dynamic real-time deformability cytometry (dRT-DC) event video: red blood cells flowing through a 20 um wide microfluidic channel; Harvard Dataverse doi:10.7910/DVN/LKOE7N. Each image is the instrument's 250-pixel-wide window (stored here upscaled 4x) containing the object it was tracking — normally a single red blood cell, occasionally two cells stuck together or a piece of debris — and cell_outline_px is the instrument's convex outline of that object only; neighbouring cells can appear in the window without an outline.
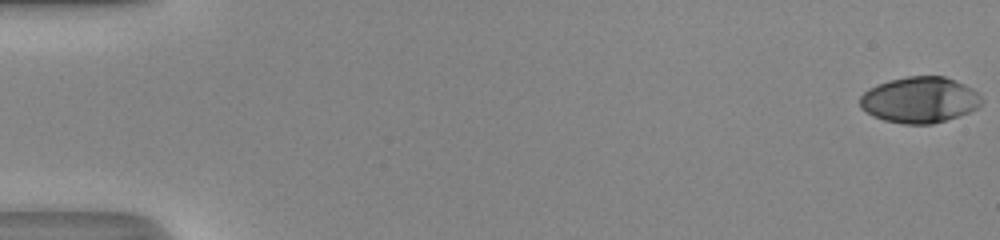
{"species": "human", "species_latin": "Homo sapiens", "temperature_condition": "room temperature", "stored_images_in_passage": 51, "camera_frame_rate_fps": 3000, "um_per_image_px": 0.085, "donor": {"sex": "male"}, "frame": {"image": 1, "passage_image": 1, "time_ms": 0.0, "image_size_px": [1000, 240], "cell_outline_px": [[980, 104], [976, 108], [968, 112], [932, 124], [904, 124], [884, 120], [872, 116], [860, 108], [860, 96], [868, 88], [876, 84], [888, 80], [908, 76], [944, 76], [964, 84], [972, 88], [980, 96]], "centroid_in_image_um": [78.11, 8.48], "position_along_channel_um": 6.9, "area_um2": 32.48}}
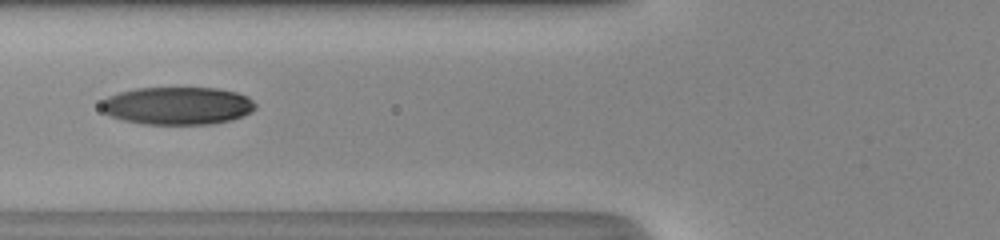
{"frame": {"image": 2, "passage_image": 22, "time_ms": 7.0, "image_size_px": [1000, 240], "cell_outline_px": [[256, 108], [252, 112], [232, 120], [212, 124], [144, 124], [124, 120], [112, 116], [104, 112], [100, 108], [100, 104], [108, 96], [120, 92], [136, 88], [216, 88], [236, 92], [248, 96], [256, 104]], "centroid_in_image_um": [15.11, 8.99], "position_along_channel_um": 110.7, "area_um2": 33.99}}
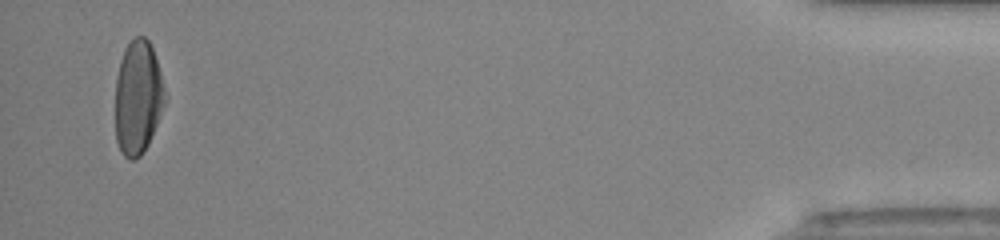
{"frame": {"image": 3, "passage_image": 50, "time_ms": 16.333, "image_size_px": [1000, 240], "cell_outline_px": [[168, 100], [148, 144], [144, 152], [136, 160], [128, 160], [120, 152], [116, 140], [116, 80], [120, 60], [124, 48], [136, 36], [144, 36], [148, 40], [152, 48], [160, 72]], "centroid_in_image_um": [11.74, 8.32], "position_along_channel_um": 423.5, "area_um2": 33.29}, "authors_computed_cell_mechanics": {"area_um2": 33.1772, "velocity_mm_per_s": 4.2395, "shape_relaxation_time_tau1_ms": 6.0618, "shape_relaxation_time_tau2_ms": 3.1805, "deformation_change_tau1": 0.2436, "deformation_change_tau2": 0.0449}}